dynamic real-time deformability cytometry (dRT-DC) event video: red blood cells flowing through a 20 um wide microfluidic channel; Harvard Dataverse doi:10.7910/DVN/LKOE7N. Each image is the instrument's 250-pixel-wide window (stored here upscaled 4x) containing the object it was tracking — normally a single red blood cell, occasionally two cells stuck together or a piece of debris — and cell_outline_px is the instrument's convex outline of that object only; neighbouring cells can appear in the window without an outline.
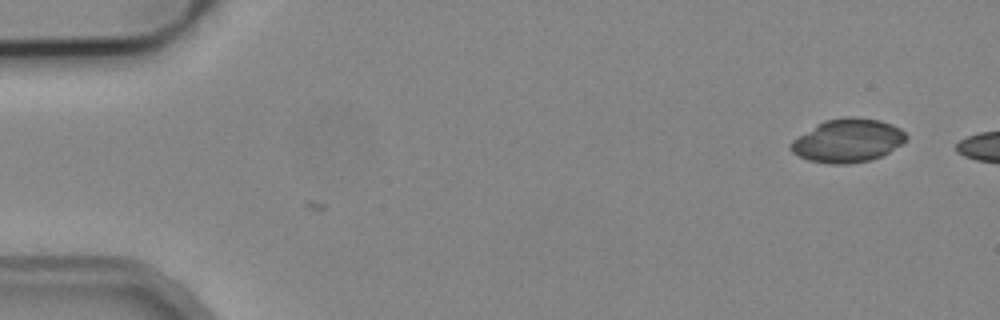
{"species": "common noctule bat (a hibernating species)", "species_latin": "Nyctalus noctula", "temperature_condition": "cold", "stored_images_in_passage": 3, "camera_frame_rate_fps": 3000, "um_per_image_px": 0.085, "animal": {"sex": "male", "body_mass_g": 19.2, "forearm_length_mm": 51.8}, "frame": {"image": 1, "passage_image": 1, "time_ms": 0.0, "image_size_px": [1000, 320], "cell_outline_px": [[908, 136], [900, 144], [888, 152], [880, 156], [868, 160], [848, 164], [828, 164], [808, 160], [792, 152], [788, 148], [788, 144], [792, 140], [816, 124], [824, 120], [844, 116], [856, 116], [880, 120], [892, 124], [900, 128]], "centroid_in_image_um": [72.01, 11.93], "position_along_channel_um": 13.0, "area_um2": 29.3}}